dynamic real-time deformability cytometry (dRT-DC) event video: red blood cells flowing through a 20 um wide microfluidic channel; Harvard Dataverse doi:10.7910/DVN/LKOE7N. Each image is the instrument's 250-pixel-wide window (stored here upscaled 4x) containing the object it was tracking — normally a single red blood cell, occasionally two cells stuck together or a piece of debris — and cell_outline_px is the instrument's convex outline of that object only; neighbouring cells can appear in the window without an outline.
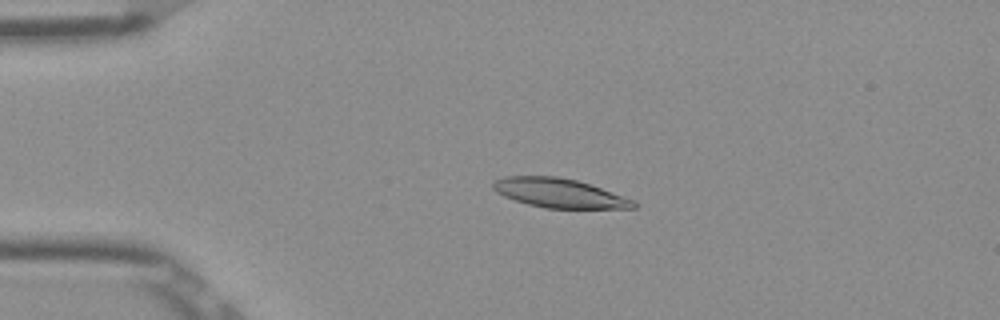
{"species": "Egyptian fruit bat (a non-hibernating species)", "species_latin": "Rousettus aegyptiacus", "temperature_condition": "room temperature", "stored_images_in_passage": 51, "camera_frame_rate_fps": 3000, "um_per_image_px": 0.085, "frame": {"image": 1, "passage_image": 11, "time_ms": 3.333, "image_size_px": [1000, 320], "cell_outline_px": [[640, 204], [636, 208], [544, 208], [528, 204], [504, 196], [496, 192], [492, 188], [492, 184], [496, 180], [504, 176], [560, 176], [576, 180], [636, 200]], "centroid_in_image_um": [47.56, 16.41], "position_along_channel_um": 37.4, "area_um2": 23.87}}
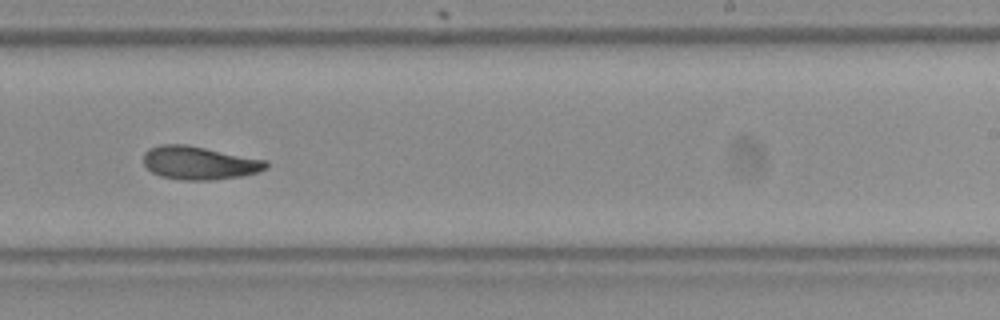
{"frame": {"image": 2, "passage_image": 32, "time_ms": 10.333, "image_size_px": [1000, 320], "cell_outline_px": [[268, 168], [256, 172], [240, 176], [212, 180], [180, 180], [160, 176], [152, 172], [144, 164], [144, 152], [148, 148], [160, 144], [184, 144], [268, 160]], "centroid_in_image_um": [16.92, 13.84], "position_along_channel_um": 272.1, "area_um2": 23.76}}
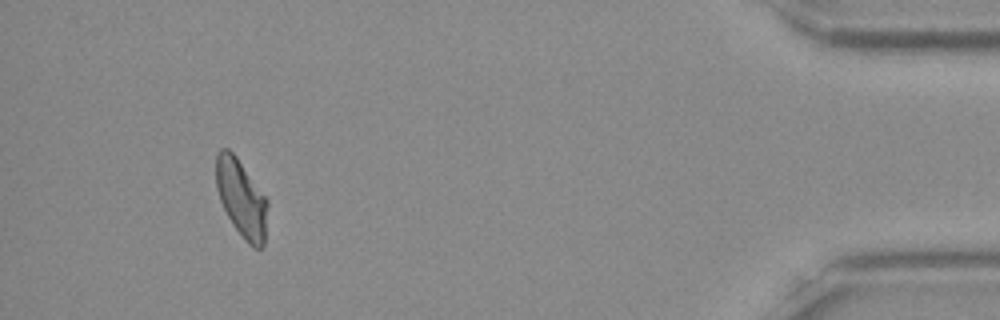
{"frame": {"image": 3, "passage_image": 48, "time_ms": 15.667, "image_size_px": [1000, 320], "cell_outline_px": [[268, 204], [264, 244], [260, 248], [252, 248], [244, 240], [228, 216], [220, 200], [216, 188], [216, 152], [220, 148], [228, 148], [236, 156], [268, 200]], "centroid_in_image_um": [20.52, 16.85], "position_along_channel_um": 414.7, "area_um2": 23.18}, "authors_computed_cell_mechanics": {"area_um2": 23.8714, "velocity_mm_per_s": 3.8842, "shape_relaxation_time_tau1_ms": 10.8798, "shape_relaxation_time_tau2_ms": 4.6498, "deformation_change_tau1": 0.259, "deformation_change_tau2": 0.1108}}